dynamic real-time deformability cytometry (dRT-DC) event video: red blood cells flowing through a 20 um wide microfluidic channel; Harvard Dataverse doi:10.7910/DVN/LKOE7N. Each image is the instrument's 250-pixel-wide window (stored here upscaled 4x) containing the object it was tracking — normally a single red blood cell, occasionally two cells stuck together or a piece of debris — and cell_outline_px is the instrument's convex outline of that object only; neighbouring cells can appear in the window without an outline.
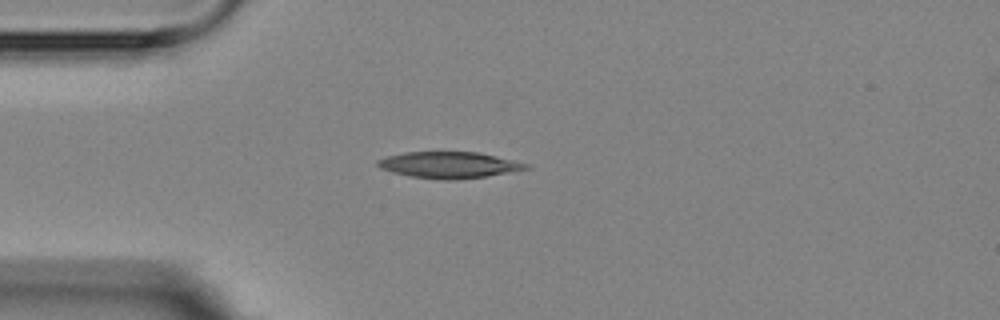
{"species": "Egyptian fruit bat (a non-hibernating species)", "species_latin": "Rousettus aegyptiacus", "temperature_condition": "room temperature", "stored_images_in_passage": 1, "camera_frame_rate_fps": 3000, "um_per_image_px": 0.085, "animal": {"sex": "female"}, "frame": {"image": 1, "passage_image": 1, "time_ms": 0.0, "image_size_px": [1000, 320], "cell_outline_px": [[532, 168], [484, 176], [456, 180], [444, 180], [412, 176], [392, 172], [380, 168], [376, 164], [376, 160], [388, 156], [404, 152], [480, 152], [528, 164]], "centroid_in_image_um": [38.14, 14.01], "position_along_channel_um": 46.9, "area_um2": 22.54}}